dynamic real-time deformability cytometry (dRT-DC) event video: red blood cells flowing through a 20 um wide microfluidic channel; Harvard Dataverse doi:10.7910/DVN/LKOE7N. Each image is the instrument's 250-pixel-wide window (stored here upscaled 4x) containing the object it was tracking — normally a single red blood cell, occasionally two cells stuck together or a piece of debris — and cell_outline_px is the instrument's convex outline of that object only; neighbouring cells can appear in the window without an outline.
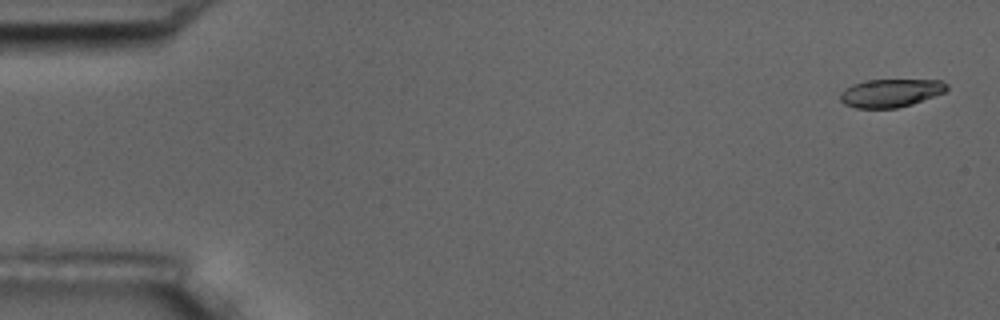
{"species": "common noctule bat (a hibernating species)", "species_latin": "Nyctalus noctula", "temperature_condition": "room temperature", "stored_images_in_passage": 5, "camera_frame_rate_fps": 3000, "um_per_image_px": 0.085, "animal": {"sex": "male", "body_mass_g": 17.5, "forearm_length_mm": 52.3}, "frame": {"image": 1, "passage_image": 1, "time_ms": 0.0, "image_size_px": [1000, 320], "cell_outline_px": [[948, 88], [944, 92], [912, 104], [896, 108], [856, 108], [844, 104], [840, 100], [840, 92], [844, 88], [852, 84], [868, 80], [940, 80], [948, 84]], "centroid_in_image_um": [75.67, 7.9], "position_along_channel_um": 9.3, "area_um2": 17.46}}